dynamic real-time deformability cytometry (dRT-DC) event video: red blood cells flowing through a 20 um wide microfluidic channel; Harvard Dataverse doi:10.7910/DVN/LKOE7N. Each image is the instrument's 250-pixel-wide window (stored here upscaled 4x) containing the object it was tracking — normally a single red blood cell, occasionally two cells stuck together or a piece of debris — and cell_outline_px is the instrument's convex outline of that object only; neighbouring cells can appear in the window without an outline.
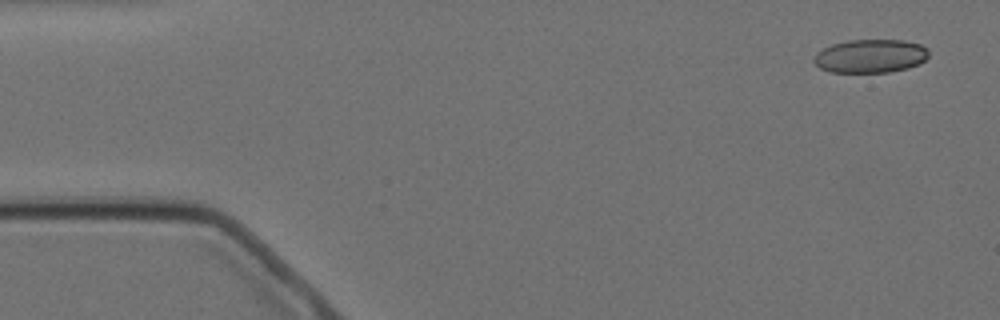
{"species": "Egyptian fruit bat (a non-hibernating species)", "species_latin": "Rousettus aegyptiacus", "temperature_condition": "cold", "stored_images_in_passage": 5, "camera_frame_rate_fps": 3000, "um_per_image_px": 0.085, "animal": {"sex": "female"}, "frame": {"image": 1, "passage_image": 1, "time_ms": 0.0, "image_size_px": [1000, 320], "cell_outline_px": [[928, 56], [920, 64], [908, 68], [888, 72], [828, 72], [820, 68], [812, 60], [816, 52], [832, 44], [848, 40], [904, 40], [920, 44], [928, 48]], "centroid_in_image_um": [73.98, 4.76], "position_along_channel_um": 11.0, "area_um2": 22.54}}
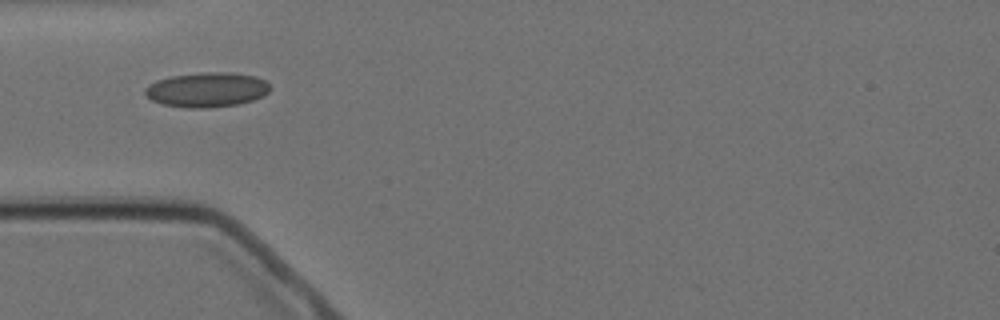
{"frame": {"image": 2, "passage_image": 4, "time_ms": 4.667, "image_size_px": [1000, 320], "cell_outline_px": [[272, 88], [264, 96], [252, 100], [236, 104], [208, 108], [188, 108], [160, 104], [152, 100], [144, 92], [144, 88], [156, 80], [172, 76], [204, 72], [232, 72], [256, 76], [264, 80]], "centroid_in_image_um": [17.59, 7.62], "position_along_channel_um": 67.4, "area_um2": 25.37}}